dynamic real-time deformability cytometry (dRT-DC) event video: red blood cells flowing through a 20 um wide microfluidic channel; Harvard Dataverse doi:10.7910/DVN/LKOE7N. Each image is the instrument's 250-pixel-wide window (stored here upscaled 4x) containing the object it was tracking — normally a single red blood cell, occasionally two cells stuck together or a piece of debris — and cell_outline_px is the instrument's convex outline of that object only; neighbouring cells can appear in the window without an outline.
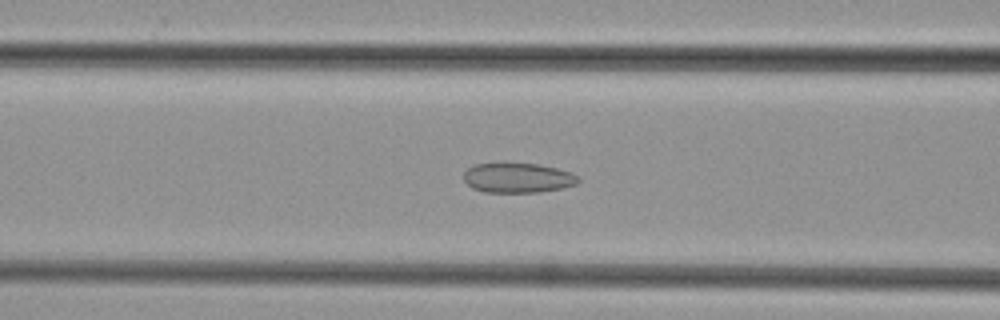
{"species": "common noctule bat (a hibernating species)", "species_latin": "Nyctalus noctula", "temperature_condition": "cold", "stored_images_in_passage": 47, "camera_frame_rate_fps": 3000, "um_per_image_px": 0.085, "animal": {"sex": "female", "body_mass_g": 29.2, "forearm_length_mm": 56.3}, "frame": {"image": 1, "passage_image": 18, "time_ms": 5.667, "image_size_px": [1000, 320], "cell_outline_px": [[580, 180], [576, 184], [560, 188], [540, 192], [484, 192], [472, 188], [464, 180], [464, 172], [472, 164], [536, 164], [556, 168], [572, 172], [580, 176]], "centroid_in_image_um": [44.02, 15.12], "position_along_channel_um": 122.6, "area_um2": 19.77}}
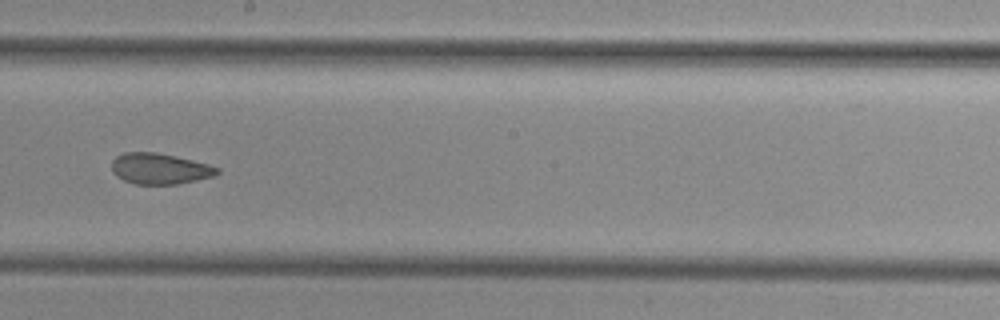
{"frame": {"image": 2, "passage_image": 26, "time_ms": 8.333, "image_size_px": [1000, 320], "cell_outline_px": [[220, 172], [216, 176], [176, 184], [136, 184], [124, 180], [116, 176], [112, 172], [112, 160], [116, 156], [124, 152], [156, 152], [192, 160], [208, 164], [220, 168]], "centroid_in_image_um": [13.58, 14.34], "position_along_channel_um": 234.6, "area_um2": 19.02}}
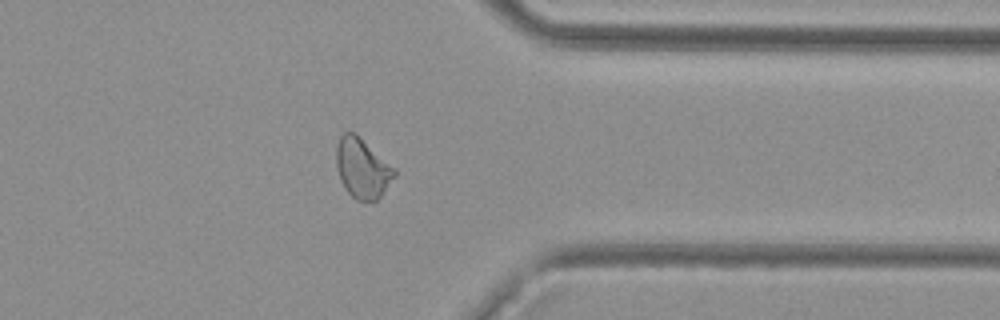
{"frame": {"image": 3, "passage_image": 37, "time_ms": 12.0, "image_size_px": [1000, 320], "cell_outline_px": [[396, 176], [380, 196], [376, 200], [356, 200], [344, 188], [340, 180], [336, 168], [336, 148], [340, 136], [344, 132], [352, 132], [396, 168]], "centroid_in_image_um": [30.79, 14.32], "position_along_channel_um": 380.6, "area_um2": 20.0}}